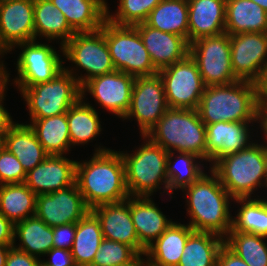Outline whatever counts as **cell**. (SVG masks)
Listing matches in <instances>:
<instances>
[{
    "label": "cell",
    "mask_w": 267,
    "mask_h": 266,
    "mask_svg": "<svg viewBox=\"0 0 267 266\" xmlns=\"http://www.w3.org/2000/svg\"><path fill=\"white\" fill-rule=\"evenodd\" d=\"M75 182L90 210L129 197L120 151L97 147L91 160L77 161Z\"/></svg>",
    "instance_id": "cell-1"
},
{
    "label": "cell",
    "mask_w": 267,
    "mask_h": 266,
    "mask_svg": "<svg viewBox=\"0 0 267 266\" xmlns=\"http://www.w3.org/2000/svg\"><path fill=\"white\" fill-rule=\"evenodd\" d=\"M203 174L197 181L182 189L187 194V212L194 231L212 232L226 236L232 227L229 204L233 197L223 187L218 177ZM230 198V199H229Z\"/></svg>",
    "instance_id": "cell-2"
},
{
    "label": "cell",
    "mask_w": 267,
    "mask_h": 266,
    "mask_svg": "<svg viewBox=\"0 0 267 266\" xmlns=\"http://www.w3.org/2000/svg\"><path fill=\"white\" fill-rule=\"evenodd\" d=\"M265 90L252 82L235 81L206 86L197 111L207 125L223 122H256V110Z\"/></svg>",
    "instance_id": "cell-3"
},
{
    "label": "cell",
    "mask_w": 267,
    "mask_h": 266,
    "mask_svg": "<svg viewBox=\"0 0 267 266\" xmlns=\"http://www.w3.org/2000/svg\"><path fill=\"white\" fill-rule=\"evenodd\" d=\"M145 137L168 152L192 153L207 161L206 125L197 109L168 108Z\"/></svg>",
    "instance_id": "cell-4"
},
{
    "label": "cell",
    "mask_w": 267,
    "mask_h": 266,
    "mask_svg": "<svg viewBox=\"0 0 267 266\" xmlns=\"http://www.w3.org/2000/svg\"><path fill=\"white\" fill-rule=\"evenodd\" d=\"M209 168L218 177L227 192L234 198H249L264 186L267 173V148L252 143L237 153L217 160Z\"/></svg>",
    "instance_id": "cell-5"
},
{
    "label": "cell",
    "mask_w": 267,
    "mask_h": 266,
    "mask_svg": "<svg viewBox=\"0 0 267 266\" xmlns=\"http://www.w3.org/2000/svg\"><path fill=\"white\" fill-rule=\"evenodd\" d=\"M144 142L134 154L120 152L125 166V182L132 197H150L164 186L168 194V151L142 136ZM161 183V184H160ZM160 186V187H159Z\"/></svg>",
    "instance_id": "cell-6"
},
{
    "label": "cell",
    "mask_w": 267,
    "mask_h": 266,
    "mask_svg": "<svg viewBox=\"0 0 267 266\" xmlns=\"http://www.w3.org/2000/svg\"><path fill=\"white\" fill-rule=\"evenodd\" d=\"M72 70L64 68L50 81L30 87H17L25 99L30 119H44L67 113L81 98V86Z\"/></svg>",
    "instance_id": "cell-7"
},
{
    "label": "cell",
    "mask_w": 267,
    "mask_h": 266,
    "mask_svg": "<svg viewBox=\"0 0 267 266\" xmlns=\"http://www.w3.org/2000/svg\"><path fill=\"white\" fill-rule=\"evenodd\" d=\"M105 39L116 70L135 77L158 73L135 26L117 25L106 19Z\"/></svg>",
    "instance_id": "cell-8"
},
{
    "label": "cell",
    "mask_w": 267,
    "mask_h": 266,
    "mask_svg": "<svg viewBox=\"0 0 267 266\" xmlns=\"http://www.w3.org/2000/svg\"><path fill=\"white\" fill-rule=\"evenodd\" d=\"M62 54L68 61L75 63L76 68L86 70L85 76L77 74L76 79L80 86L93 77L116 70L105 39V22L99 30L76 32L63 45Z\"/></svg>",
    "instance_id": "cell-9"
},
{
    "label": "cell",
    "mask_w": 267,
    "mask_h": 266,
    "mask_svg": "<svg viewBox=\"0 0 267 266\" xmlns=\"http://www.w3.org/2000/svg\"><path fill=\"white\" fill-rule=\"evenodd\" d=\"M231 66L238 81H247L267 91V32L230 35Z\"/></svg>",
    "instance_id": "cell-10"
},
{
    "label": "cell",
    "mask_w": 267,
    "mask_h": 266,
    "mask_svg": "<svg viewBox=\"0 0 267 266\" xmlns=\"http://www.w3.org/2000/svg\"><path fill=\"white\" fill-rule=\"evenodd\" d=\"M205 86L225 85L238 81L231 66L230 35L202 37L189 44Z\"/></svg>",
    "instance_id": "cell-11"
},
{
    "label": "cell",
    "mask_w": 267,
    "mask_h": 266,
    "mask_svg": "<svg viewBox=\"0 0 267 266\" xmlns=\"http://www.w3.org/2000/svg\"><path fill=\"white\" fill-rule=\"evenodd\" d=\"M165 89L169 108L197 109L205 84L197 63L188 54L178 61L158 71Z\"/></svg>",
    "instance_id": "cell-12"
},
{
    "label": "cell",
    "mask_w": 267,
    "mask_h": 266,
    "mask_svg": "<svg viewBox=\"0 0 267 266\" xmlns=\"http://www.w3.org/2000/svg\"><path fill=\"white\" fill-rule=\"evenodd\" d=\"M168 108L163 80L159 73L138 76L132 88L129 110L123 119L135 117L141 135L146 136Z\"/></svg>",
    "instance_id": "cell-13"
},
{
    "label": "cell",
    "mask_w": 267,
    "mask_h": 266,
    "mask_svg": "<svg viewBox=\"0 0 267 266\" xmlns=\"http://www.w3.org/2000/svg\"><path fill=\"white\" fill-rule=\"evenodd\" d=\"M20 52L16 69L18 77L14 83L18 87H30L52 80L64 70L63 60L55 49L36 40L17 44ZM63 64V65H62Z\"/></svg>",
    "instance_id": "cell-14"
},
{
    "label": "cell",
    "mask_w": 267,
    "mask_h": 266,
    "mask_svg": "<svg viewBox=\"0 0 267 266\" xmlns=\"http://www.w3.org/2000/svg\"><path fill=\"white\" fill-rule=\"evenodd\" d=\"M135 78L119 70L93 77L81 86V98L87 91L101 106L123 119L130 107Z\"/></svg>",
    "instance_id": "cell-15"
},
{
    "label": "cell",
    "mask_w": 267,
    "mask_h": 266,
    "mask_svg": "<svg viewBox=\"0 0 267 266\" xmlns=\"http://www.w3.org/2000/svg\"><path fill=\"white\" fill-rule=\"evenodd\" d=\"M89 211L76 182L64 189L36 197L35 215L50 227L77 223Z\"/></svg>",
    "instance_id": "cell-16"
},
{
    "label": "cell",
    "mask_w": 267,
    "mask_h": 266,
    "mask_svg": "<svg viewBox=\"0 0 267 266\" xmlns=\"http://www.w3.org/2000/svg\"><path fill=\"white\" fill-rule=\"evenodd\" d=\"M34 0H0V51L35 40Z\"/></svg>",
    "instance_id": "cell-17"
},
{
    "label": "cell",
    "mask_w": 267,
    "mask_h": 266,
    "mask_svg": "<svg viewBox=\"0 0 267 266\" xmlns=\"http://www.w3.org/2000/svg\"><path fill=\"white\" fill-rule=\"evenodd\" d=\"M99 220L103 238L131 246L141 257L146 248L139 242L130 214V196L90 210ZM143 255V256H142Z\"/></svg>",
    "instance_id": "cell-18"
},
{
    "label": "cell",
    "mask_w": 267,
    "mask_h": 266,
    "mask_svg": "<svg viewBox=\"0 0 267 266\" xmlns=\"http://www.w3.org/2000/svg\"><path fill=\"white\" fill-rule=\"evenodd\" d=\"M77 161L63 155H49L26 173L25 184L36 194H48L75 183Z\"/></svg>",
    "instance_id": "cell-19"
},
{
    "label": "cell",
    "mask_w": 267,
    "mask_h": 266,
    "mask_svg": "<svg viewBox=\"0 0 267 266\" xmlns=\"http://www.w3.org/2000/svg\"><path fill=\"white\" fill-rule=\"evenodd\" d=\"M134 26L158 71L183 60L189 54V43L184 37L152 28L145 22Z\"/></svg>",
    "instance_id": "cell-20"
},
{
    "label": "cell",
    "mask_w": 267,
    "mask_h": 266,
    "mask_svg": "<svg viewBox=\"0 0 267 266\" xmlns=\"http://www.w3.org/2000/svg\"><path fill=\"white\" fill-rule=\"evenodd\" d=\"M252 122H223L206 125L207 162L212 165L224 156L237 153L252 144L249 124ZM250 142V143H249Z\"/></svg>",
    "instance_id": "cell-21"
},
{
    "label": "cell",
    "mask_w": 267,
    "mask_h": 266,
    "mask_svg": "<svg viewBox=\"0 0 267 266\" xmlns=\"http://www.w3.org/2000/svg\"><path fill=\"white\" fill-rule=\"evenodd\" d=\"M188 43L225 33L226 0H187Z\"/></svg>",
    "instance_id": "cell-22"
},
{
    "label": "cell",
    "mask_w": 267,
    "mask_h": 266,
    "mask_svg": "<svg viewBox=\"0 0 267 266\" xmlns=\"http://www.w3.org/2000/svg\"><path fill=\"white\" fill-rule=\"evenodd\" d=\"M130 214L139 242L147 248L173 223L150 197L130 196Z\"/></svg>",
    "instance_id": "cell-23"
},
{
    "label": "cell",
    "mask_w": 267,
    "mask_h": 266,
    "mask_svg": "<svg viewBox=\"0 0 267 266\" xmlns=\"http://www.w3.org/2000/svg\"><path fill=\"white\" fill-rule=\"evenodd\" d=\"M194 230L187 224L173 222L168 229L146 248L147 266H178L188 236Z\"/></svg>",
    "instance_id": "cell-24"
},
{
    "label": "cell",
    "mask_w": 267,
    "mask_h": 266,
    "mask_svg": "<svg viewBox=\"0 0 267 266\" xmlns=\"http://www.w3.org/2000/svg\"><path fill=\"white\" fill-rule=\"evenodd\" d=\"M3 147L19 160L26 173L49 156L29 124L14 123L3 136Z\"/></svg>",
    "instance_id": "cell-25"
},
{
    "label": "cell",
    "mask_w": 267,
    "mask_h": 266,
    "mask_svg": "<svg viewBox=\"0 0 267 266\" xmlns=\"http://www.w3.org/2000/svg\"><path fill=\"white\" fill-rule=\"evenodd\" d=\"M75 32L99 30L107 19V5L101 0H50Z\"/></svg>",
    "instance_id": "cell-26"
},
{
    "label": "cell",
    "mask_w": 267,
    "mask_h": 266,
    "mask_svg": "<svg viewBox=\"0 0 267 266\" xmlns=\"http://www.w3.org/2000/svg\"><path fill=\"white\" fill-rule=\"evenodd\" d=\"M267 32V12L252 0H226L225 33Z\"/></svg>",
    "instance_id": "cell-27"
},
{
    "label": "cell",
    "mask_w": 267,
    "mask_h": 266,
    "mask_svg": "<svg viewBox=\"0 0 267 266\" xmlns=\"http://www.w3.org/2000/svg\"><path fill=\"white\" fill-rule=\"evenodd\" d=\"M34 29L37 36L48 40H62L63 45L76 33L68 24L65 15L50 0H34Z\"/></svg>",
    "instance_id": "cell-28"
},
{
    "label": "cell",
    "mask_w": 267,
    "mask_h": 266,
    "mask_svg": "<svg viewBox=\"0 0 267 266\" xmlns=\"http://www.w3.org/2000/svg\"><path fill=\"white\" fill-rule=\"evenodd\" d=\"M21 241L16 249L40 257L53 248V227L36 215L14 224V240Z\"/></svg>",
    "instance_id": "cell-29"
},
{
    "label": "cell",
    "mask_w": 267,
    "mask_h": 266,
    "mask_svg": "<svg viewBox=\"0 0 267 266\" xmlns=\"http://www.w3.org/2000/svg\"><path fill=\"white\" fill-rule=\"evenodd\" d=\"M223 245L224 237L218 234L193 231L188 236L178 266H216Z\"/></svg>",
    "instance_id": "cell-30"
},
{
    "label": "cell",
    "mask_w": 267,
    "mask_h": 266,
    "mask_svg": "<svg viewBox=\"0 0 267 266\" xmlns=\"http://www.w3.org/2000/svg\"><path fill=\"white\" fill-rule=\"evenodd\" d=\"M145 23L160 31L182 36L188 41L187 0H162L149 13Z\"/></svg>",
    "instance_id": "cell-31"
},
{
    "label": "cell",
    "mask_w": 267,
    "mask_h": 266,
    "mask_svg": "<svg viewBox=\"0 0 267 266\" xmlns=\"http://www.w3.org/2000/svg\"><path fill=\"white\" fill-rule=\"evenodd\" d=\"M103 239L100 222L89 211L76 223V232L71 249L76 266H90Z\"/></svg>",
    "instance_id": "cell-32"
},
{
    "label": "cell",
    "mask_w": 267,
    "mask_h": 266,
    "mask_svg": "<svg viewBox=\"0 0 267 266\" xmlns=\"http://www.w3.org/2000/svg\"><path fill=\"white\" fill-rule=\"evenodd\" d=\"M37 195L25 184L0 185V213L13 224L36 213Z\"/></svg>",
    "instance_id": "cell-33"
},
{
    "label": "cell",
    "mask_w": 267,
    "mask_h": 266,
    "mask_svg": "<svg viewBox=\"0 0 267 266\" xmlns=\"http://www.w3.org/2000/svg\"><path fill=\"white\" fill-rule=\"evenodd\" d=\"M29 126L49 155H63L70 150V134L66 113L44 119H31Z\"/></svg>",
    "instance_id": "cell-34"
},
{
    "label": "cell",
    "mask_w": 267,
    "mask_h": 266,
    "mask_svg": "<svg viewBox=\"0 0 267 266\" xmlns=\"http://www.w3.org/2000/svg\"><path fill=\"white\" fill-rule=\"evenodd\" d=\"M98 112L80 98L66 113L71 146L86 144L101 132Z\"/></svg>",
    "instance_id": "cell-35"
},
{
    "label": "cell",
    "mask_w": 267,
    "mask_h": 266,
    "mask_svg": "<svg viewBox=\"0 0 267 266\" xmlns=\"http://www.w3.org/2000/svg\"><path fill=\"white\" fill-rule=\"evenodd\" d=\"M241 204L238 214L232 216L230 231L245 232L267 237V200L249 198H234Z\"/></svg>",
    "instance_id": "cell-36"
},
{
    "label": "cell",
    "mask_w": 267,
    "mask_h": 266,
    "mask_svg": "<svg viewBox=\"0 0 267 266\" xmlns=\"http://www.w3.org/2000/svg\"><path fill=\"white\" fill-rule=\"evenodd\" d=\"M264 236L229 231L224 244L249 266H267V244Z\"/></svg>",
    "instance_id": "cell-37"
},
{
    "label": "cell",
    "mask_w": 267,
    "mask_h": 266,
    "mask_svg": "<svg viewBox=\"0 0 267 266\" xmlns=\"http://www.w3.org/2000/svg\"><path fill=\"white\" fill-rule=\"evenodd\" d=\"M174 153L175 152H169L167 159L169 195L174 194L172 191L175 189L177 190L179 188L182 190L191 185L204 174V170L201 168L203 164H199L196 159L203 160L197 155L179 152L177 159H175L174 162L172 161Z\"/></svg>",
    "instance_id": "cell-38"
},
{
    "label": "cell",
    "mask_w": 267,
    "mask_h": 266,
    "mask_svg": "<svg viewBox=\"0 0 267 266\" xmlns=\"http://www.w3.org/2000/svg\"><path fill=\"white\" fill-rule=\"evenodd\" d=\"M141 259L131 246L103 238L90 266H135Z\"/></svg>",
    "instance_id": "cell-39"
},
{
    "label": "cell",
    "mask_w": 267,
    "mask_h": 266,
    "mask_svg": "<svg viewBox=\"0 0 267 266\" xmlns=\"http://www.w3.org/2000/svg\"><path fill=\"white\" fill-rule=\"evenodd\" d=\"M162 0H119V7L116 14H110L107 6V20L117 25L134 26L143 23L149 13Z\"/></svg>",
    "instance_id": "cell-40"
},
{
    "label": "cell",
    "mask_w": 267,
    "mask_h": 266,
    "mask_svg": "<svg viewBox=\"0 0 267 266\" xmlns=\"http://www.w3.org/2000/svg\"><path fill=\"white\" fill-rule=\"evenodd\" d=\"M26 172L19 160L3 146L0 148V185L24 183Z\"/></svg>",
    "instance_id": "cell-41"
},
{
    "label": "cell",
    "mask_w": 267,
    "mask_h": 266,
    "mask_svg": "<svg viewBox=\"0 0 267 266\" xmlns=\"http://www.w3.org/2000/svg\"><path fill=\"white\" fill-rule=\"evenodd\" d=\"M76 232V223L53 227V247L71 250Z\"/></svg>",
    "instance_id": "cell-42"
},
{
    "label": "cell",
    "mask_w": 267,
    "mask_h": 266,
    "mask_svg": "<svg viewBox=\"0 0 267 266\" xmlns=\"http://www.w3.org/2000/svg\"><path fill=\"white\" fill-rule=\"evenodd\" d=\"M40 258L16 249H10L5 266H39Z\"/></svg>",
    "instance_id": "cell-43"
},
{
    "label": "cell",
    "mask_w": 267,
    "mask_h": 266,
    "mask_svg": "<svg viewBox=\"0 0 267 266\" xmlns=\"http://www.w3.org/2000/svg\"><path fill=\"white\" fill-rule=\"evenodd\" d=\"M50 256L47 261L42 260L45 265L48 266H76L71 250H65L53 247L50 251L46 253Z\"/></svg>",
    "instance_id": "cell-44"
},
{
    "label": "cell",
    "mask_w": 267,
    "mask_h": 266,
    "mask_svg": "<svg viewBox=\"0 0 267 266\" xmlns=\"http://www.w3.org/2000/svg\"><path fill=\"white\" fill-rule=\"evenodd\" d=\"M216 266H249L239 256L232 252L225 244L218 252Z\"/></svg>",
    "instance_id": "cell-45"
},
{
    "label": "cell",
    "mask_w": 267,
    "mask_h": 266,
    "mask_svg": "<svg viewBox=\"0 0 267 266\" xmlns=\"http://www.w3.org/2000/svg\"><path fill=\"white\" fill-rule=\"evenodd\" d=\"M14 240V224L0 213V245H13Z\"/></svg>",
    "instance_id": "cell-46"
},
{
    "label": "cell",
    "mask_w": 267,
    "mask_h": 266,
    "mask_svg": "<svg viewBox=\"0 0 267 266\" xmlns=\"http://www.w3.org/2000/svg\"><path fill=\"white\" fill-rule=\"evenodd\" d=\"M256 121L260 123L262 131L265 134L264 137L267 140V91H265L259 98L256 110ZM264 142V146L267 148V141Z\"/></svg>",
    "instance_id": "cell-47"
},
{
    "label": "cell",
    "mask_w": 267,
    "mask_h": 266,
    "mask_svg": "<svg viewBox=\"0 0 267 266\" xmlns=\"http://www.w3.org/2000/svg\"><path fill=\"white\" fill-rule=\"evenodd\" d=\"M5 88L2 92H0V134L4 136V134L8 131V129L15 123L10 116V113L3 107V99L5 95Z\"/></svg>",
    "instance_id": "cell-48"
},
{
    "label": "cell",
    "mask_w": 267,
    "mask_h": 266,
    "mask_svg": "<svg viewBox=\"0 0 267 266\" xmlns=\"http://www.w3.org/2000/svg\"><path fill=\"white\" fill-rule=\"evenodd\" d=\"M4 53L7 54V52H0V55L2 56V54L4 55ZM6 67L3 64V61H0V92H2L6 87L9 80V73H7L8 71L5 69Z\"/></svg>",
    "instance_id": "cell-49"
},
{
    "label": "cell",
    "mask_w": 267,
    "mask_h": 266,
    "mask_svg": "<svg viewBox=\"0 0 267 266\" xmlns=\"http://www.w3.org/2000/svg\"><path fill=\"white\" fill-rule=\"evenodd\" d=\"M13 245H0V266H5L8 253Z\"/></svg>",
    "instance_id": "cell-50"
},
{
    "label": "cell",
    "mask_w": 267,
    "mask_h": 266,
    "mask_svg": "<svg viewBox=\"0 0 267 266\" xmlns=\"http://www.w3.org/2000/svg\"><path fill=\"white\" fill-rule=\"evenodd\" d=\"M267 12V0H252Z\"/></svg>",
    "instance_id": "cell-51"
},
{
    "label": "cell",
    "mask_w": 267,
    "mask_h": 266,
    "mask_svg": "<svg viewBox=\"0 0 267 266\" xmlns=\"http://www.w3.org/2000/svg\"><path fill=\"white\" fill-rule=\"evenodd\" d=\"M135 266H147L145 263V259H141Z\"/></svg>",
    "instance_id": "cell-52"
},
{
    "label": "cell",
    "mask_w": 267,
    "mask_h": 266,
    "mask_svg": "<svg viewBox=\"0 0 267 266\" xmlns=\"http://www.w3.org/2000/svg\"><path fill=\"white\" fill-rule=\"evenodd\" d=\"M3 146V136L0 134V148Z\"/></svg>",
    "instance_id": "cell-53"
},
{
    "label": "cell",
    "mask_w": 267,
    "mask_h": 266,
    "mask_svg": "<svg viewBox=\"0 0 267 266\" xmlns=\"http://www.w3.org/2000/svg\"><path fill=\"white\" fill-rule=\"evenodd\" d=\"M263 187H267V173H266V179H265V183H264V186Z\"/></svg>",
    "instance_id": "cell-54"
},
{
    "label": "cell",
    "mask_w": 267,
    "mask_h": 266,
    "mask_svg": "<svg viewBox=\"0 0 267 266\" xmlns=\"http://www.w3.org/2000/svg\"><path fill=\"white\" fill-rule=\"evenodd\" d=\"M39 266H48V265H45L41 260L40 263H39Z\"/></svg>",
    "instance_id": "cell-55"
}]
</instances>
